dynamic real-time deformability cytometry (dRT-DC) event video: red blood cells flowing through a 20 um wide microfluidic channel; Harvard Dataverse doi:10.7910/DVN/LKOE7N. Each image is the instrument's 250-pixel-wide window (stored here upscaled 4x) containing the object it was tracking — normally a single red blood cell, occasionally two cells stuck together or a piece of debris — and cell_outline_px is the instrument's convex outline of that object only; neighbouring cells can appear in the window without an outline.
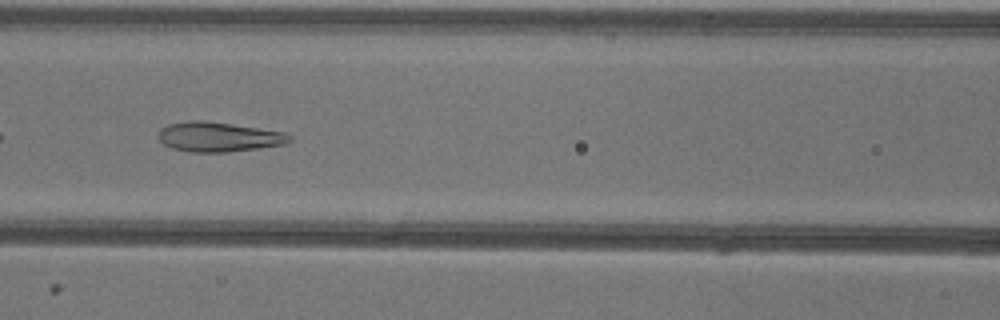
{"species": "common noctule bat (a hibernating species)", "species_latin": "Nyctalus noctula", "temperature_condition": "warm", "stored_images_in_passage": 49, "camera_frame_rate_fps": 3000, "um_per_image_px": 0.085, "animal": {"sex": "female"}, "frame": {"image": 1, "passage_image": 22, "time_ms": 7.0, "image_size_px": [1000, 320], "cell_outline_px": [[292, 140], [284, 144], [228, 152], [188, 152], [172, 148], [164, 144], [156, 136], [160, 128], [168, 124], [188, 120], [204, 120], [232, 124], [284, 132], [292, 136]], "centroid_in_image_um": [18.53, 11.63], "position_along_channel_um": 148.1, "area_um2": 22.77}}
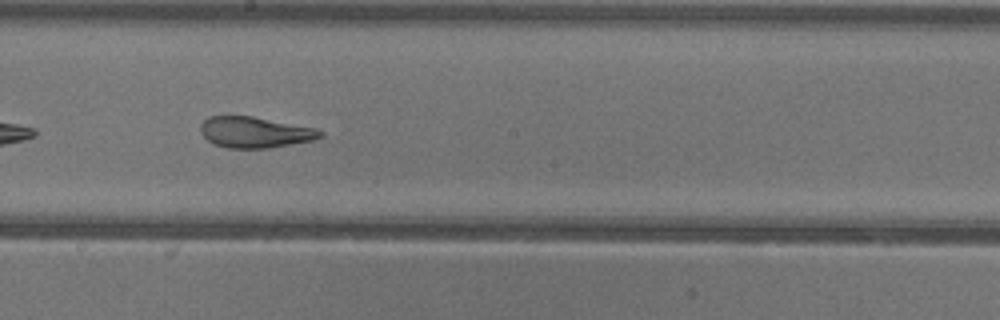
{"frame": {"image": 2, "passage_image": 28, "time_ms": 9.0, "image_size_px": [1000, 320], "cell_outline_px": [[324, 136], [316, 140], [268, 148], [228, 148], [212, 144], [200, 132], [200, 124], [208, 116], [252, 116], [316, 128], [324, 132]], "centroid_in_image_um": [21.68, 11.24], "position_along_channel_um": 226.5, "area_um2": 21.79}, "authors_computed_cell_mechanics": {"area_um2": 25.6632, "velocity_mm_per_s": 3.9418, "shape_relaxation_time_tau1_ms": null, "shape_relaxation_time_tau2_ms": 1.2584, "deformation_change_tau1": null, "deformation_change_tau2": 0.0865}}